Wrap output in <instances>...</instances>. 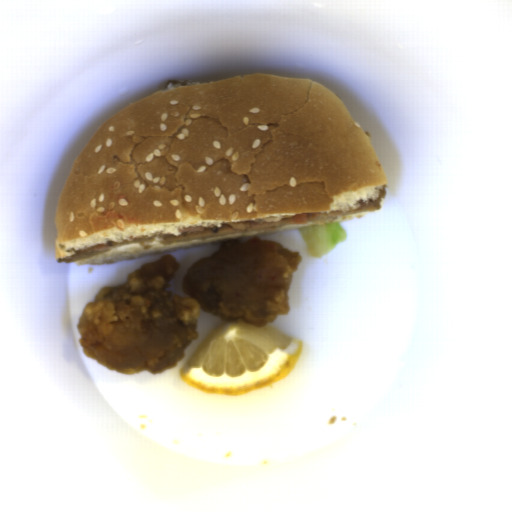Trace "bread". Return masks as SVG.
I'll use <instances>...</instances> for the list:
<instances>
[{
	"instance_id": "bread-1",
	"label": "bread",
	"mask_w": 512,
	"mask_h": 512,
	"mask_svg": "<svg viewBox=\"0 0 512 512\" xmlns=\"http://www.w3.org/2000/svg\"><path fill=\"white\" fill-rule=\"evenodd\" d=\"M388 181L338 96L313 80L266 73L166 84L116 111L73 163L55 204L59 259L108 241L153 236L74 261L124 260L361 218L294 223L163 246L178 227L358 209Z\"/></svg>"
}]
</instances>
